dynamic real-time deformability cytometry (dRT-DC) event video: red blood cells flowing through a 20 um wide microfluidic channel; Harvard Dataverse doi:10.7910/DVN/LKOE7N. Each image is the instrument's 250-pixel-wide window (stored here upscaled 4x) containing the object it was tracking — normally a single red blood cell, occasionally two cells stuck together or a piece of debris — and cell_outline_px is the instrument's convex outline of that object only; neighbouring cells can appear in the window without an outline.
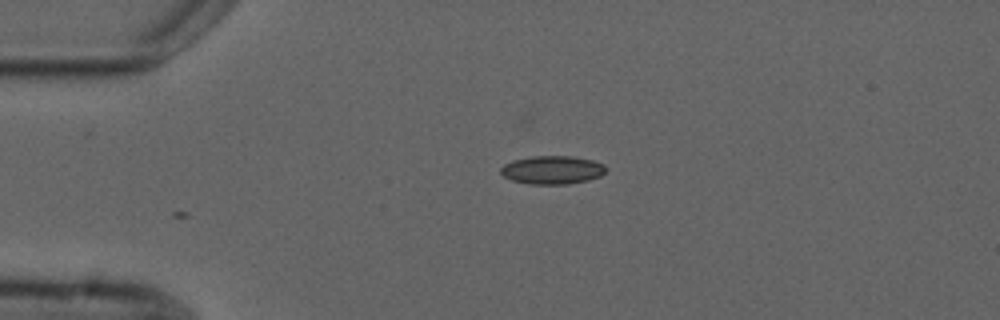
{"species": "common noctule bat (a hibernating species)", "species_latin": "Nyctalus noctula", "temperature_condition": "cold", "stored_images_in_passage": 2, "camera_frame_rate_fps": 3000, "um_per_image_px": 0.085, "animal": {"sex": "male", "forearm_length_mm": 52.5}, "frame": {"image": 1, "passage_image": 1, "time_ms": 0.0, "image_size_px": [1000, 320], "cell_outline_px": [[608, 168], [600, 176], [588, 180], [568, 184], [528, 184], [512, 180], [504, 176], [500, 172], [500, 168], [504, 164], [512, 160], [532, 156], [572, 156], [592, 160], [604, 164]], "centroid_in_image_um": [46.94, 14.44], "position_along_channel_um": 38.1, "area_um2": 17.46}}